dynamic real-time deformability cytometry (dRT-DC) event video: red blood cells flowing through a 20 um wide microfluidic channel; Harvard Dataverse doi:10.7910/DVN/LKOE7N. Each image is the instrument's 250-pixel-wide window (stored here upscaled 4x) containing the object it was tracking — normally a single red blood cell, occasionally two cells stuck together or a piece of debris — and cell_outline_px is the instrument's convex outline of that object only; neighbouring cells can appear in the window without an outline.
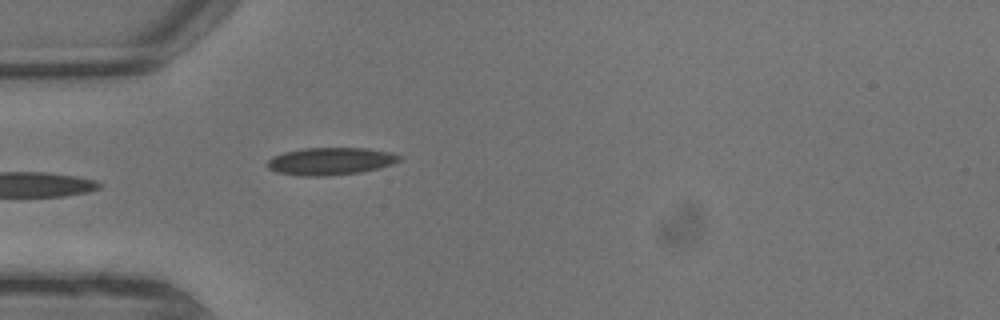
{"species": "common noctule bat (a hibernating species)", "species_latin": "Nyctalus noctula", "temperature_condition": "warm", "stored_images_in_passage": 6, "camera_frame_rate_fps": 3000, "um_per_image_px": 0.085, "animal": {"sex": "male", "body_mass_g": 13.3}, "frame": {"image": 1, "passage_image": 6, "time_ms": 1.667, "image_size_px": [1000, 320], "cell_outline_px": [[400, 160], [392, 164], [380, 168], [360, 172], [324, 176], [300, 176], [276, 172], [268, 168], [264, 164], [272, 156], [284, 152], [304, 148], [368, 148], [392, 152], [400, 156]], "centroid_in_image_um": [28.06, 13.7], "position_along_channel_um": 56.9, "area_um2": 21.27}}